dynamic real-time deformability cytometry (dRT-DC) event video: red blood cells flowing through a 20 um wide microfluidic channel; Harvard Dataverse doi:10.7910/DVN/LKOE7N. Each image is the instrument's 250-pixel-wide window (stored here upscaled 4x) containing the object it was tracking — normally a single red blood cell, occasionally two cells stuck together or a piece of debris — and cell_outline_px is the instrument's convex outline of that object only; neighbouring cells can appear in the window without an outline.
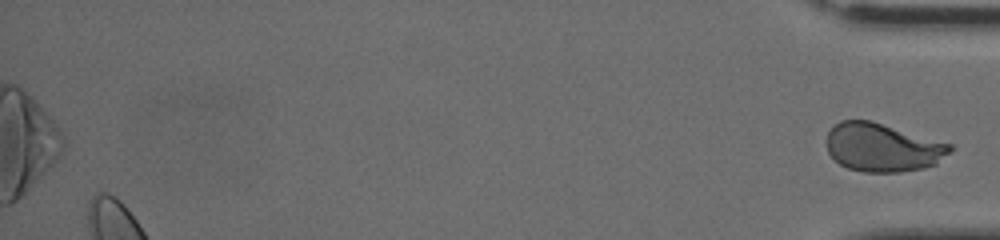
{"species": "human", "species_latin": "Homo sapiens", "temperature_condition": "cold", "stored_images_in_passage": 34, "segment_of_instrument_passage": [2, 2], "camera_frame_rate_fps": 3000, "um_per_image_px": 0.085, "donor": {"sex": "female"}, "frame": {"image": 1, "passage_image": 34, "time_ms": 11.0, "image_size_px": [1000, 240], "cell_outline_px": [[952, 152], [936, 164], [924, 168], [900, 172], [864, 172], [848, 168], [840, 164], [828, 152], [828, 132], [840, 120], [872, 120], [952, 144]], "centroid_in_image_um": [75.06, 12.53], "position_along_channel_um": 360.1, "area_um2": 34.85}}